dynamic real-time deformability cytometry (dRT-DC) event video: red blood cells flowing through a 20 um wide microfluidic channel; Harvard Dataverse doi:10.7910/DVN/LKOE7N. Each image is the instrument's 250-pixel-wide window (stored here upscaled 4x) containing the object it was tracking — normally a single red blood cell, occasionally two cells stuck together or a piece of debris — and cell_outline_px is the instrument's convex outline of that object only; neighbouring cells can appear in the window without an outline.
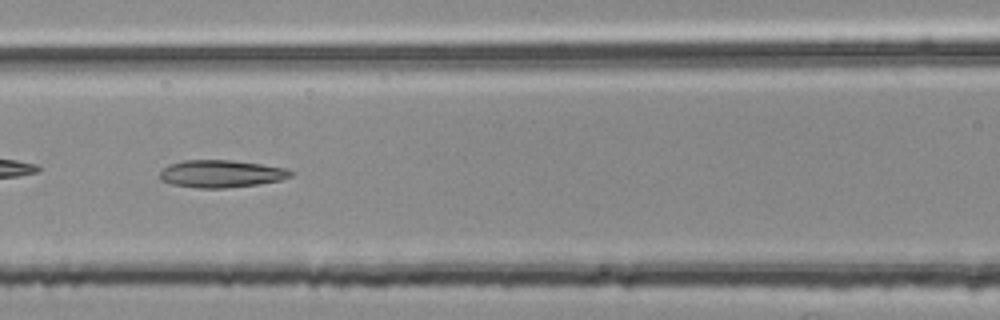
{"species": "common noctule bat (a hibernating species)", "species_latin": "Nyctalus noctula", "temperature_condition": "room temperature", "stored_images_in_passage": 49, "camera_frame_rate_fps": 3000, "um_per_image_px": 0.085, "animal": {"sex": "female", "body_mass_g": 25.1}, "frame": {"image": 1, "passage_image": 19, "time_ms": 6.0, "image_size_px": [1000, 320], "cell_outline_px": [[296, 172], [292, 176], [280, 180], [256, 184], [224, 188], [196, 188], [172, 184], [160, 180], [160, 172], [168, 164], [184, 160], [228, 160], [260, 164], [284, 168]], "centroid_in_image_um": [18.78, 14.77], "position_along_channel_um": 147.8, "area_um2": 20.81}}
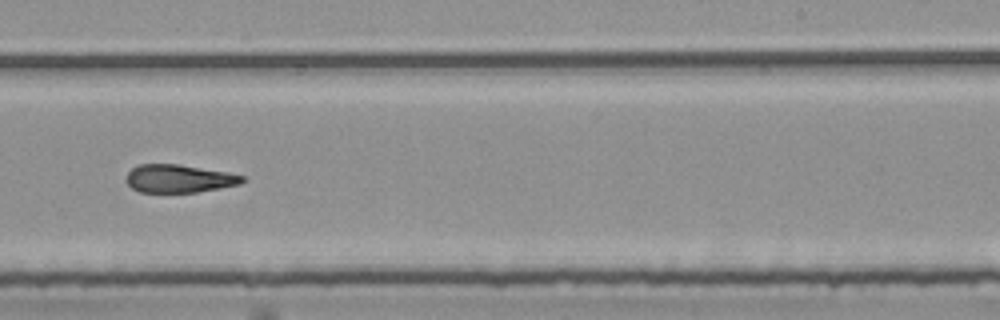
{"frame": {"image": 2, "passage_image": 29, "time_ms": 9.333, "image_size_px": [1000, 320], "cell_outline_px": [[244, 180], [240, 184], [220, 188], [196, 192], [140, 192], [132, 188], [128, 184], [128, 172], [132, 168], [140, 164], [180, 164], [228, 172], [244, 176]], "centroid_in_image_um": [15.23, 15.17], "position_along_channel_um": 273.8, "area_um2": 18.84}}
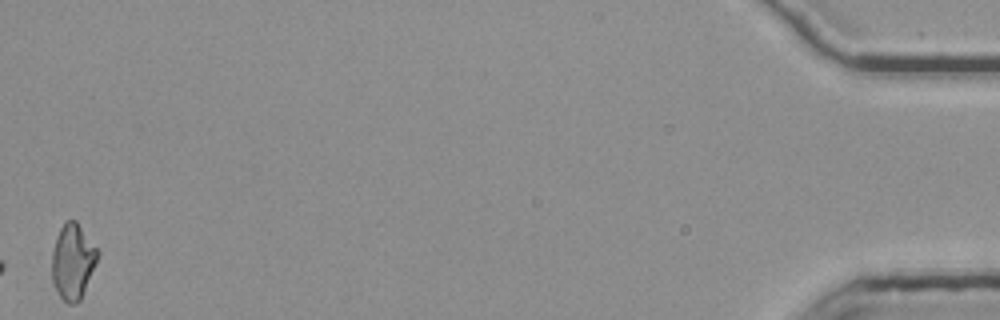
{"frame": {"image": 3, "passage_image": 49, "time_ms": 16.0, "image_size_px": [1000, 320], "cell_outline_px": [[100, 252], [96, 264], [80, 300], [76, 304], [68, 304], [60, 296], [52, 280], [52, 252], [56, 236], [60, 228], [68, 220], [76, 220]], "centroid_in_image_um": [6.19, 22.22], "position_along_channel_um": 429.0, "area_um2": 20.0}, "authors_computed_cell_mechanics": {"area_um2": 20.4034, "velocity_mm_per_s": 3.7995, "shape_relaxation_time_tau1_ms": null, "shape_relaxation_time_tau2_ms": 3.6657, "deformation_change_tau1": null, "deformation_change_tau2": 0.1381}}